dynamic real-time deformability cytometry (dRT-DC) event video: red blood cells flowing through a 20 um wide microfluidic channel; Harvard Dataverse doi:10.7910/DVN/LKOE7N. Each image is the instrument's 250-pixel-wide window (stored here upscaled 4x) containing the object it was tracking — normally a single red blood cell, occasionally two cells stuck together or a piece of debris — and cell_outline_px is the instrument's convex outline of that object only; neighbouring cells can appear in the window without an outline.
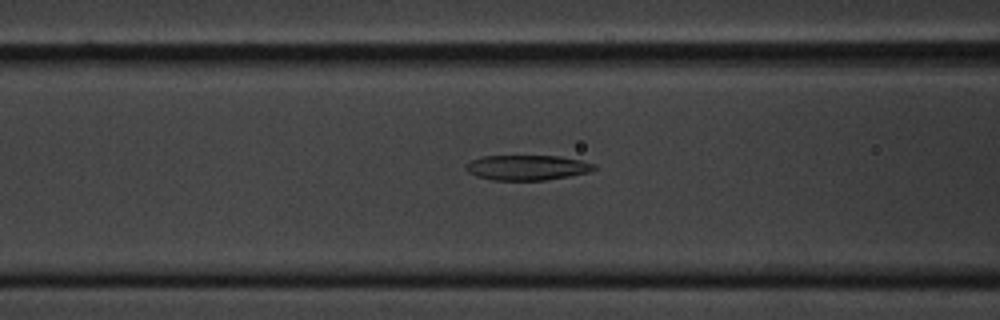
{"species": "common noctule bat (a hibernating species)", "species_latin": "Nyctalus noctula", "temperature_condition": "cold", "stored_images_in_passage": 39, "camera_frame_rate_fps": 3000, "um_per_image_px": 0.085, "animal": {"sex": "male", "body_mass_g": 20.1, "forearm_length_mm": 53.5}, "frame": {"image": 1, "passage_image": 11, "time_ms": 3.333, "image_size_px": [1000, 320], "cell_outline_px": [[596, 168], [588, 172], [568, 176], [544, 180], [492, 180], [476, 176], [468, 172], [464, 168], [472, 160], [480, 156], [560, 156], [580, 160], [596, 164]], "centroid_in_image_um": [44.79, 14.24], "position_along_channel_um": 121.8, "area_um2": 18.67}}
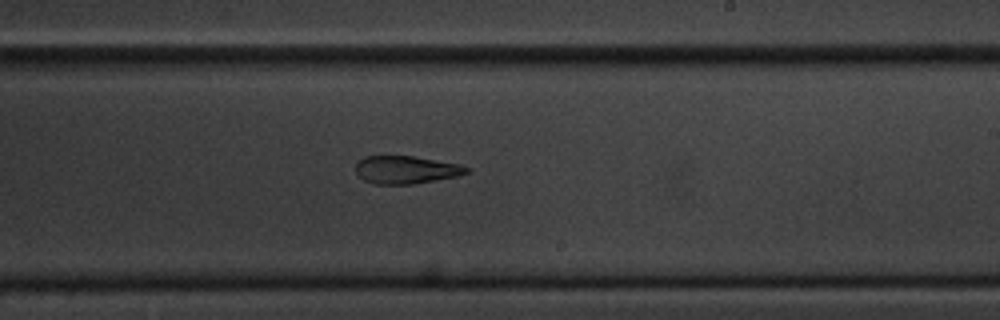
{"frame": {"image": 2, "passage_image": 23, "time_ms": 7.333, "image_size_px": [1000, 320], "cell_outline_px": [[472, 172], [456, 176], [412, 184], [376, 184], [364, 180], [356, 172], [356, 164], [364, 156], [412, 156], [460, 164], [468, 168]], "centroid_in_image_um": [34.52, 14.43], "position_along_channel_um": 254.5, "area_um2": 17.8}}
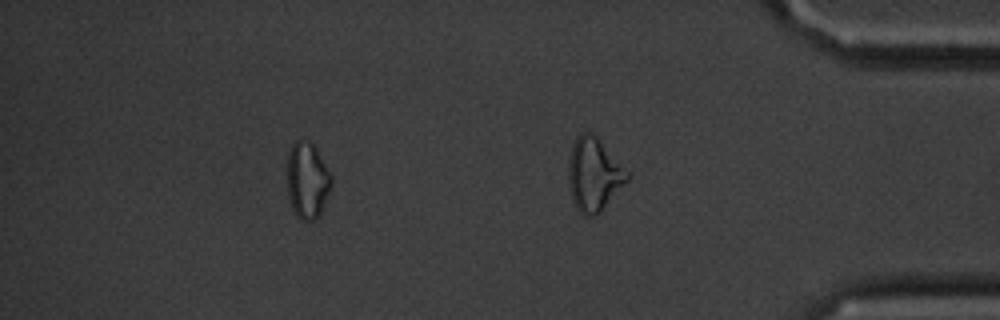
{"frame": {"image": 3, "passage_image": 36, "time_ms": 11.667, "image_size_px": [1000, 320], "cell_outline_px": [[332, 184], [320, 216], [312, 220], [300, 220], [296, 216], [292, 208], [288, 196], [288, 152], [292, 144], [296, 140], [308, 140], [316, 148], [332, 176]], "centroid_in_image_um": [26.13, 15.34], "position_along_channel_um": 409.1, "area_um2": 19.71}, "authors_computed_cell_mechanics": {"area_um2": 18.9584, "velocity_mm_per_s": 3.3227, "shape_relaxation_time_tau1_ms": 8.7404, "shape_relaxation_time_tau2_ms": 3.6248, "deformation_change_tau1": 0.2196, "deformation_change_tau2": 0.1103}}